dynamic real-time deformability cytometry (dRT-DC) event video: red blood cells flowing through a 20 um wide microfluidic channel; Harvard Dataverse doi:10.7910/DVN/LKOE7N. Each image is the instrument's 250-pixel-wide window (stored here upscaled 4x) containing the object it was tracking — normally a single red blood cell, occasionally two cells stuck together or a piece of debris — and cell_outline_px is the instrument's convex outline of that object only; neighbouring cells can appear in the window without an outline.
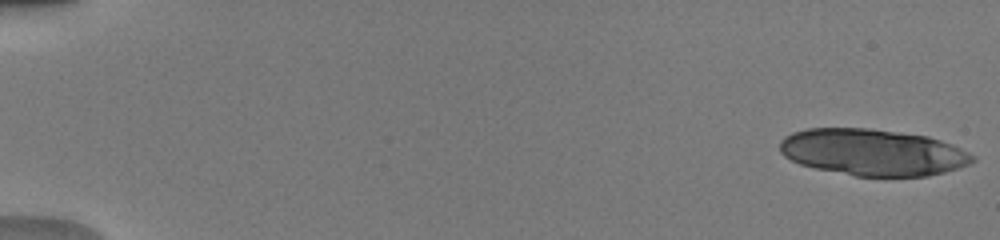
{"species": "human", "species_latin": "Homo sapiens", "temperature_condition": "warm", "stored_images_in_passage": 18, "camera_frame_rate_fps": 3000, "um_per_image_px": 0.085, "donor": {"sex": "male"}, "frame": {"image": 1, "passage_image": 1, "time_ms": 0.0, "image_size_px": [1000, 240], "cell_outline_px": [[976, 160], [968, 164], [944, 172], [928, 176], [856, 176], [816, 168], [800, 164], [784, 156], [780, 152], [780, 140], [784, 136], [792, 132], [808, 128], [868, 128], [928, 136], [952, 144], [976, 156]], "centroid_in_image_um": [74.17, 12.94], "position_along_channel_um": 10.8, "area_um2": 52.25}}
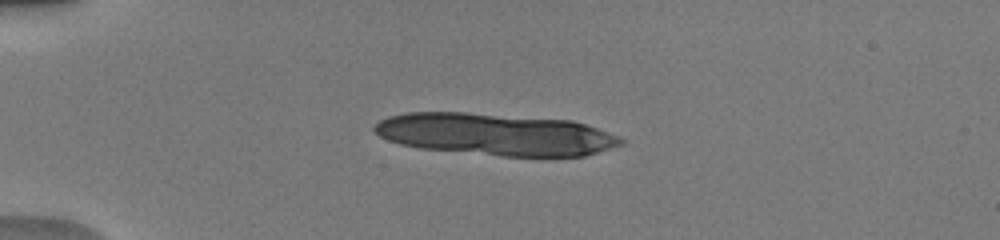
{"frame": {"image": 2, "passage_image": 13, "time_ms": 4.0, "image_size_px": [1000, 240], "cell_outline_px": [[624, 144], [612, 148], [584, 156], [544, 160], [500, 156], [420, 148], [400, 144], [388, 140], [380, 136], [372, 128], [380, 120], [388, 116], [408, 112], [464, 112], [572, 120], [620, 136], [624, 140]], "centroid_in_image_um": [42.2, 11.46], "position_along_channel_um": 42.8, "area_um2": 61.5}}